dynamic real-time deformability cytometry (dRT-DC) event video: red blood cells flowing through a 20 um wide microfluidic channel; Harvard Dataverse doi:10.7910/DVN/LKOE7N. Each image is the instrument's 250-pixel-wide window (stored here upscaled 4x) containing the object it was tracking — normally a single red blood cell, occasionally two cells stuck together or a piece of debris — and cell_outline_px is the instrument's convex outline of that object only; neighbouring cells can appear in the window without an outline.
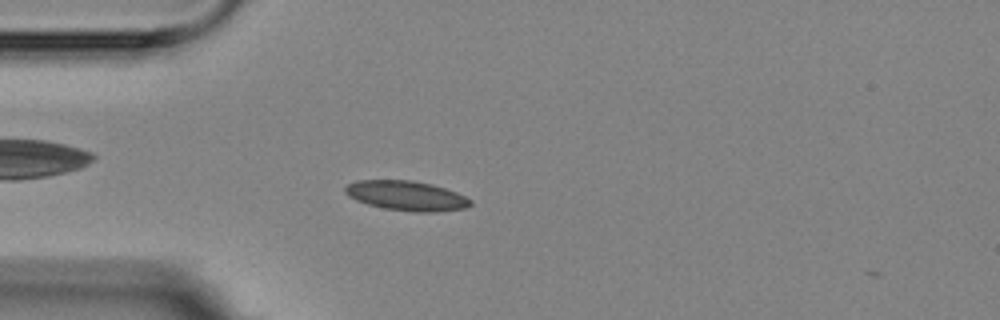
{"species": "Egyptian fruit bat (a non-hibernating species)", "species_latin": "Rousettus aegyptiacus", "temperature_condition": "room temperature", "stored_images_in_passage": 4, "camera_frame_rate_fps": 3000, "um_per_image_px": 0.085, "animal": {"sex": "female"}, "frame": {"image": 1, "passage_image": 4, "time_ms": 3.333, "image_size_px": [1000, 320], "cell_outline_px": [[472, 204], [464, 208], [436, 212], [416, 212], [384, 208], [368, 204], [356, 200], [348, 196], [344, 192], [344, 188], [348, 184], [356, 180], [412, 180], [432, 184], [456, 192], [472, 200]], "centroid_in_image_um": [34.53, 16.63], "position_along_channel_um": 50.5, "area_um2": 21.68}}